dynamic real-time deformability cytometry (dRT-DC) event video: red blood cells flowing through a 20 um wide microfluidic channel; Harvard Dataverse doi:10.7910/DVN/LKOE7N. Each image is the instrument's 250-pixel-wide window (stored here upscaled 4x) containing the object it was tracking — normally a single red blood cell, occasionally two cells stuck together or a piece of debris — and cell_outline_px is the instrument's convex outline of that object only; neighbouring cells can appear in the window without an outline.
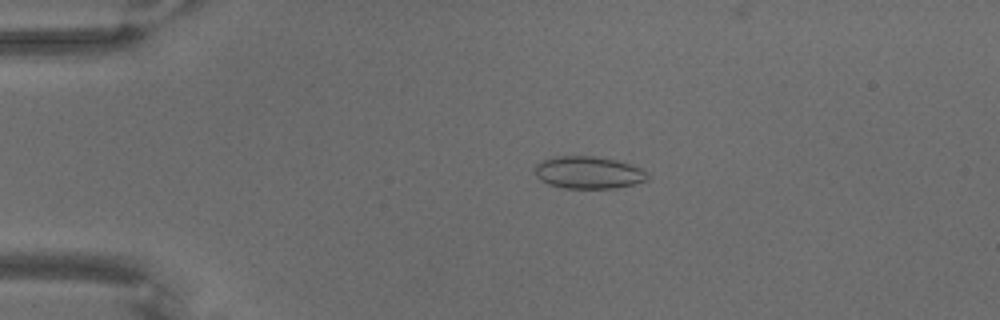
{"species": "common noctule bat (a hibernating species)", "species_latin": "Nyctalus noctula", "temperature_condition": "warm", "stored_images_in_passage": 71, "camera_frame_rate_fps": 3000, "um_per_image_px": 0.085, "animal": {"sex": "male", "body_mass_g": 18.8}, "frame": {"image": 1, "passage_image": 16, "time_ms": 5.0, "image_size_px": [1000, 320], "cell_outline_px": [[648, 180], [616, 188], [564, 188], [548, 184], [540, 180], [536, 176], [536, 164], [544, 160], [556, 156], [596, 156], [616, 160], [640, 168], [648, 176]], "centroid_in_image_um": [49.99, 14.67], "position_along_channel_um": 35.0, "area_um2": 20.98}}
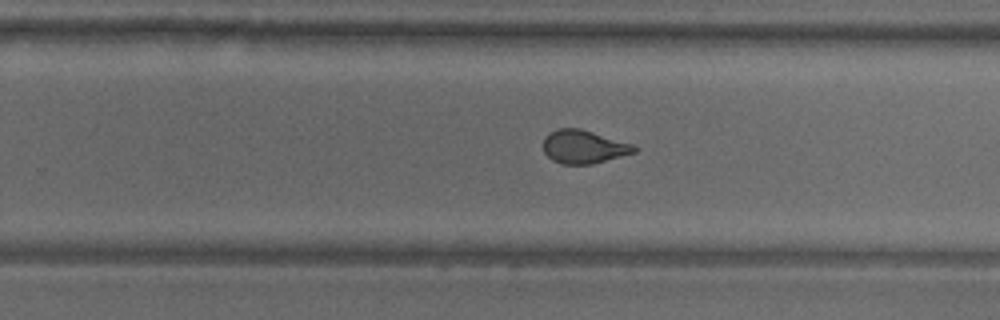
{"frame": {"image": 2, "passage_image": 46, "time_ms": 15.0, "image_size_px": [1000, 320], "cell_outline_px": [[640, 148], [636, 152], [592, 164], [564, 164], [552, 160], [544, 152], [544, 136], [548, 132], [556, 128], [580, 128], [632, 144]], "centroid_in_image_um": [49.6, 12.47], "position_along_channel_um": 280.2, "area_um2": 17.69}}
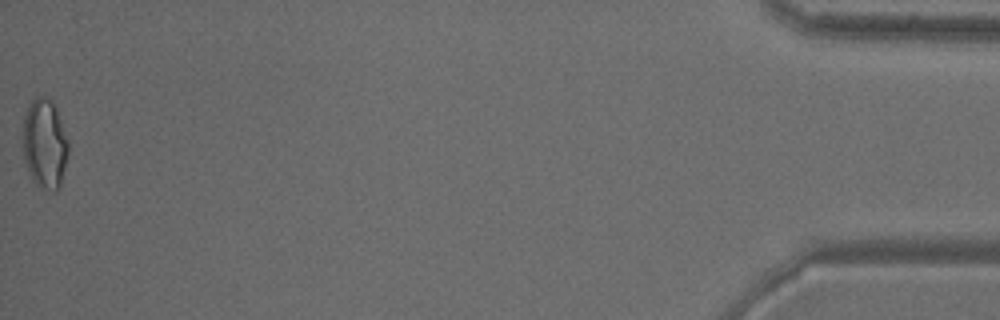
{"frame": {"image": 3, "passage_image": 71, "time_ms": 23.333, "image_size_px": [1000, 320], "cell_outline_px": [[68, 152], [60, 188], [56, 192], [52, 192], [40, 188], [32, 180], [24, 160], [24, 116], [32, 100], [36, 96], [52, 96], [68, 140]], "centroid_in_image_um": [3.82, 12.22], "position_along_channel_um": 431.4, "area_um2": 23.99}}